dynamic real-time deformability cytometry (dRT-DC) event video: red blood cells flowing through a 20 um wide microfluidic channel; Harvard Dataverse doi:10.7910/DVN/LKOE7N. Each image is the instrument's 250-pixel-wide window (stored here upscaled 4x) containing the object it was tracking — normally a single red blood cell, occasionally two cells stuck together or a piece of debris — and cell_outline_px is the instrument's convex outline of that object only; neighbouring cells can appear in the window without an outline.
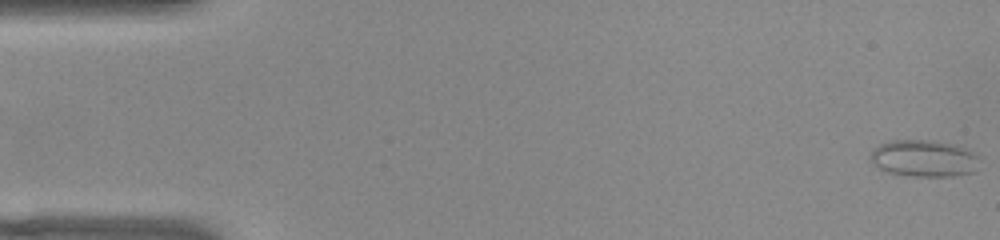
{"species": "common noctule bat (a hibernating species)", "species_latin": "Nyctalus noctula", "temperature_condition": "warm", "stored_images_in_passage": 53, "camera_frame_rate_fps": 3000, "um_per_image_px": 0.085, "animal": {"sex": "female", "body_mass_g": 22.0, "forearm_length_mm": 56.7}, "frame": {"image": 1, "passage_image": 1, "time_ms": 0.0, "image_size_px": [1000, 240], "cell_outline_px": [[976, 172], [952, 176], [912, 176], [888, 172], [880, 168], [868, 160], [868, 156], [880, 144], [892, 140], [936, 140], [956, 144], [972, 152], [976, 156]], "centroid_in_image_um": [78.51, 13.45], "position_along_channel_um": 6.5, "area_um2": 23.35}}
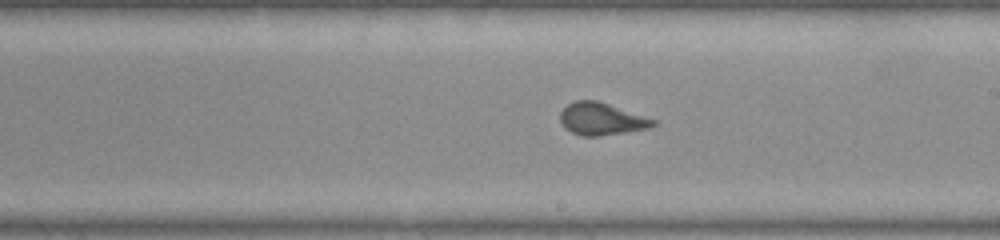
{"frame": {"image": 2, "passage_image": 30, "time_ms": 9.667, "image_size_px": [1000, 240], "cell_outline_px": [[656, 124], [648, 128], [600, 136], [580, 136], [564, 128], [560, 120], [560, 112], [568, 104], [576, 100], [596, 100], [656, 120]], "centroid_in_image_um": [51.08, 10.12], "position_along_channel_um": 237.9, "area_um2": 17.28}}
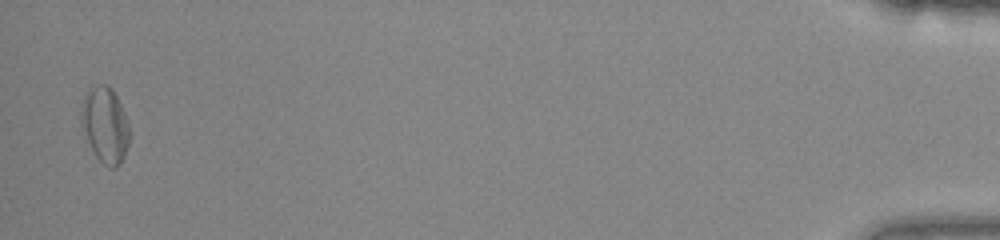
{"frame": {"image": 3, "passage_image": 52, "time_ms": 17.0, "image_size_px": [1000, 240], "cell_outline_px": [[128, 144], [124, 156], [120, 164], [116, 168], [112, 168], [104, 164], [96, 156], [88, 140], [84, 128], [80, 112], [84, 96], [96, 84], [108, 84], [112, 88], [124, 112], [128, 124]], "centroid_in_image_um": [8.95, 10.6], "position_along_channel_um": 426.3, "area_um2": 20.69}}